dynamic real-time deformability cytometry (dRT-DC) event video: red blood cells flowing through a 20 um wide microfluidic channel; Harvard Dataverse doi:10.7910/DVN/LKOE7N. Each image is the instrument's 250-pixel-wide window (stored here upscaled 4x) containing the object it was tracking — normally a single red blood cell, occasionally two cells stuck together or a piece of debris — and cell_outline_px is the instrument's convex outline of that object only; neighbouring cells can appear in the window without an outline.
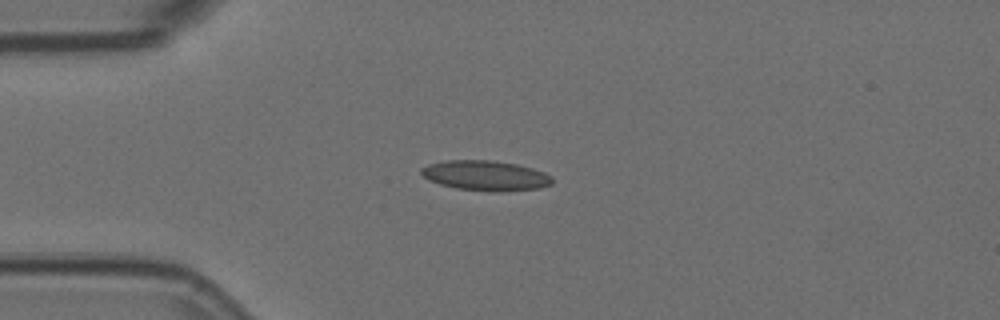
{"species": "Egyptian fruit bat (a non-hibernating species)", "species_latin": "Rousettus aegyptiacus", "temperature_condition": "room temperature", "stored_images_in_passage": 4, "camera_frame_rate_fps": 3000, "um_per_image_px": 0.085, "animal": {"sex": "female"}, "frame": {"image": 1, "passage_image": 3, "time_ms": 0.667, "image_size_px": [1000, 320], "cell_outline_px": [[552, 184], [540, 188], [504, 192], [488, 192], [456, 188], [440, 184], [428, 180], [420, 172], [420, 168], [428, 164], [448, 160], [492, 160], [516, 164], [532, 168], [544, 172], [552, 176]], "centroid_in_image_um": [41.28, 14.93], "position_along_channel_um": 43.7, "area_um2": 23.18}}